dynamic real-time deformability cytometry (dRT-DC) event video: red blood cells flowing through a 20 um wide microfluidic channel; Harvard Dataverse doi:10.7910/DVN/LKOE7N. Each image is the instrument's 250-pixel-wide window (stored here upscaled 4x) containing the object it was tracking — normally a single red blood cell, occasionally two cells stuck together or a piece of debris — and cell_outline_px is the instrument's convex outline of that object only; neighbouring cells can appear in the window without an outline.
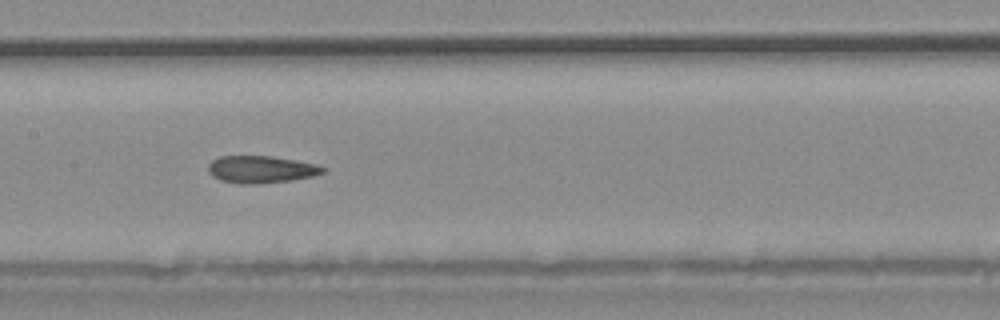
{"species": "common noctule bat (a hibernating species)", "species_latin": "Nyctalus noctula", "temperature_condition": "warm", "stored_images_in_passage": 27, "camera_frame_rate_fps": 3000, "um_per_image_px": 0.085, "animal": {"sex": "male", "body_mass_g": 20.4}, "frame": {"image": 1, "passage_image": 12, "time_ms": 3.667, "image_size_px": [1000, 320], "cell_outline_px": [[324, 172], [312, 176], [292, 180], [256, 184], [240, 184], [220, 180], [212, 176], [208, 172], [208, 164], [212, 160], [220, 156], [272, 156], [296, 160], [316, 164], [324, 168]], "centroid_in_image_um": [22.15, 14.4], "position_along_channel_um": 185.3, "area_um2": 18.21}}